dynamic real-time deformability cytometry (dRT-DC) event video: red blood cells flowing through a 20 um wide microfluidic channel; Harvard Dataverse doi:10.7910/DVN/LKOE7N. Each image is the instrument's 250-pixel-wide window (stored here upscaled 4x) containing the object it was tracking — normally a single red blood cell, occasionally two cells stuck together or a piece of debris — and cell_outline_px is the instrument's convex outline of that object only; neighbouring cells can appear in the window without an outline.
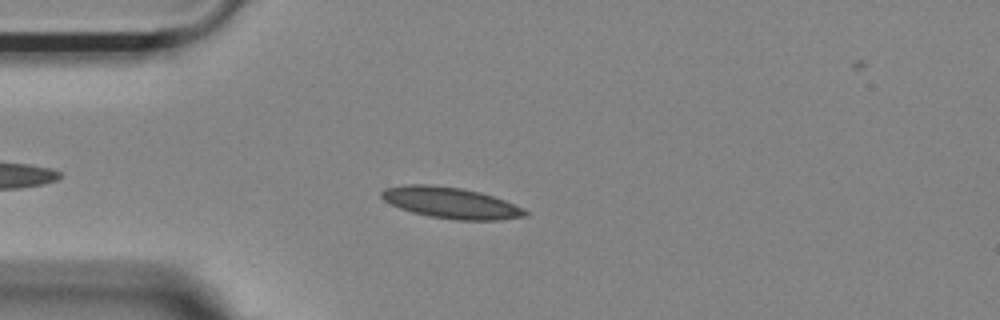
{"species": "Egyptian fruit bat (a non-hibernating species)", "species_latin": "Rousettus aegyptiacus", "temperature_condition": "room temperature", "stored_images_in_passage": 40, "camera_frame_rate_fps": 3000, "um_per_image_px": 0.085, "animal": {"sex": "female"}, "frame": {"image": 1, "passage_image": 3, "time_ms": 0.667, "image_size_px": [1000, 320], "cell_outline_px": [[524, 212], [516, 216], [440, 216], [420, 212], [396, 204], [388, 200], [384, 196], [384, 192], [396, 188], [452, 188], [472, 192], [488, 196], [500, 200]], "centroid_in_image_um": [38.26, 17.21], "position_along_channel_um": 46.7, "area_um2": 20.06}}
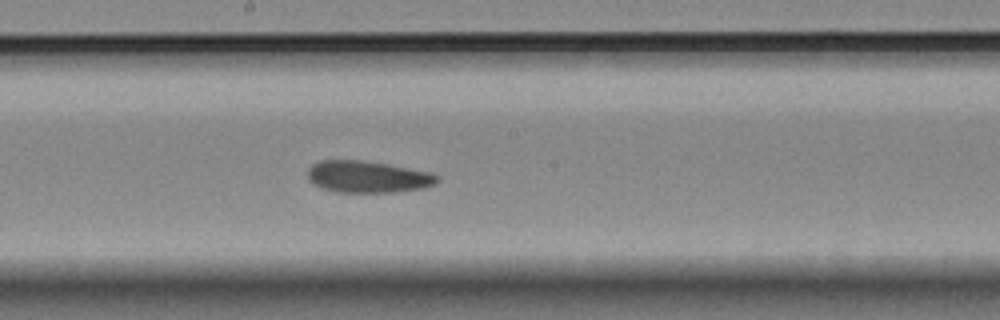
{"frame": {"image": 2, "passage_image": 18, "time_ms": 5.667, "image_size_px": [1000, 320], "cell_outline_px": [[432, 180], [428, 184], [404, 188], [336, 188], [320, 184], [312, 176], [312, 168], [320, 164], [372, 164], [416, 172], [432, 176]], "centroid_in_image_um": [31.22, 15.01], "position_along_channel_um": 217.0, "area_um2": 17.05}}
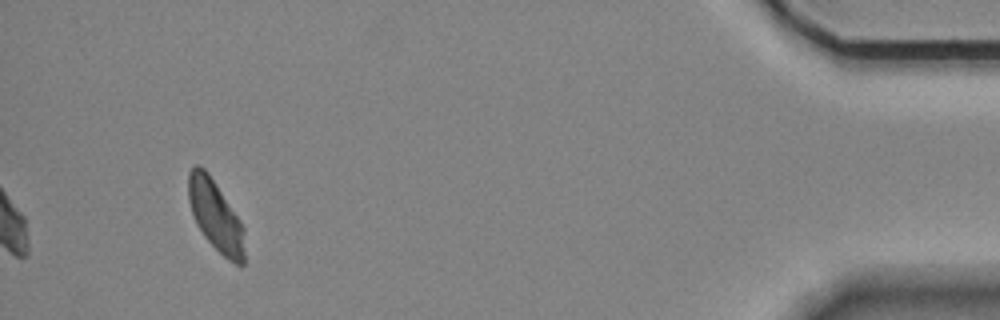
{"frame": {"image": 3, "passage_image": 40, "time_ms": 13.0, "image_size_px": [1000, 320], "cell_outline_px": [[244, 260], [240, 264], [232, 260], [220, 252], [216, 248], [200, 228], [196, 220], [192, 208], [188, 192], [188, 180], [192, 168], [200, 168], [212, 180], [240, 224], [244, 256]], "centroid_in_image_um": [18.29, 18.35], "position_along_channel_um": 416.9, "area_um2": 20.46}, "authors_computed_cell_mechanics": {"area_um2": 18.785, "velocity_mm_per_s": 3.67, "shape_relaxation_time_tau1_ms": null, "shape_relaxation_time_tau2_ms": 4.2089, "deformation_change_tau1": null, "deformation_change_tau2": 0.1125}}